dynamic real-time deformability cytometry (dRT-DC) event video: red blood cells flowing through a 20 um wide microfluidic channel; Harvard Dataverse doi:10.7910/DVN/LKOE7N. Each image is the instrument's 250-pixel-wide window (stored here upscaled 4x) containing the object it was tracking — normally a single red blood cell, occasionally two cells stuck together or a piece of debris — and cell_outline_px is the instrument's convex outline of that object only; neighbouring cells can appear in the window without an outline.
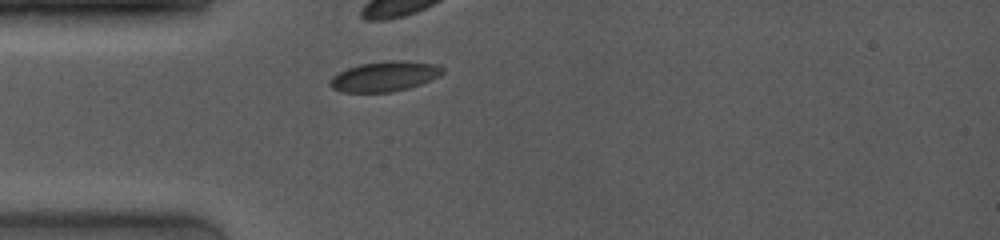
{"species": "common noctule bat (a hibernating species)", "species_latin": "Nyctalus noctula", "temperature_condition": "room temperature", "stored_images_in_passage": 9, "camera_frame_rate_fps": 4000, "um_per_image_px": 0.085, "animal": {"sex": "female", "body_mass_g": 19.0, "forearm_length_mm": 53.3}, "frame": {"image": 1, "passage_image": 1, "time_ms": 0.0, "image_size_px": [1000, 240], "cell_outline_px": [[444, 72], [440, 76], [420, 84], [408, 88], [392, 92], [340, 92], [332, 88], [328, 84], [328, 80], [336, 72], [360, 64], [388, 60], [404, 60], [440, 64], [444, 68]], "centroid_in_image_um": [32.68, 6.48], "position_along_channel_um": 52.3, "area_um2": 20.11}}